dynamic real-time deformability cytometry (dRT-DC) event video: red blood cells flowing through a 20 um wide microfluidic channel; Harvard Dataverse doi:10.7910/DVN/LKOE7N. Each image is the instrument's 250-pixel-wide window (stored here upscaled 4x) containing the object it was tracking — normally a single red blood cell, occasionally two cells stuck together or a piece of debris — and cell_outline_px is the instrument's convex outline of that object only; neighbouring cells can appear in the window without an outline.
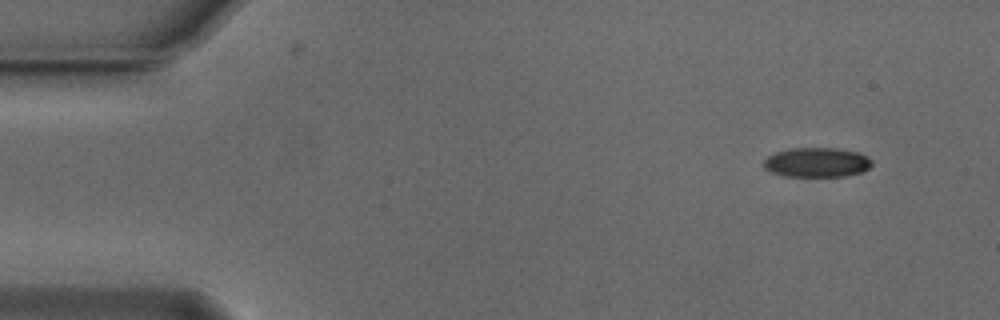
{"species": "Egyptian fruit bat (a non-hibernating species)", "species_latin": "Rousettus aegyptiacus", "temperature_condition": "cold", "stored_images_in_passage": 3, "camera_frame_rate_fps": 3000, "um_per_image_px": 0.085, "animal": {"sex": "male"}, "frame": {"image": 1, "passage_image": 1, "time_ms": 0.0, "image_size_px": [1000, 320], "cell_outline_px": [[872, 164], [868, 168], [860, 172], [844, 176], [784, 176], [772, 172], [764, 168], [764, 160], [768, 156], [776, 152], [792, 148], [836, 148], [856, 152], [868, 156], [872, 160]], "centroid_in_image_um": [69.43, 13.8], "position_along_channel_um": 15.6, "area_um2": 18.5}}